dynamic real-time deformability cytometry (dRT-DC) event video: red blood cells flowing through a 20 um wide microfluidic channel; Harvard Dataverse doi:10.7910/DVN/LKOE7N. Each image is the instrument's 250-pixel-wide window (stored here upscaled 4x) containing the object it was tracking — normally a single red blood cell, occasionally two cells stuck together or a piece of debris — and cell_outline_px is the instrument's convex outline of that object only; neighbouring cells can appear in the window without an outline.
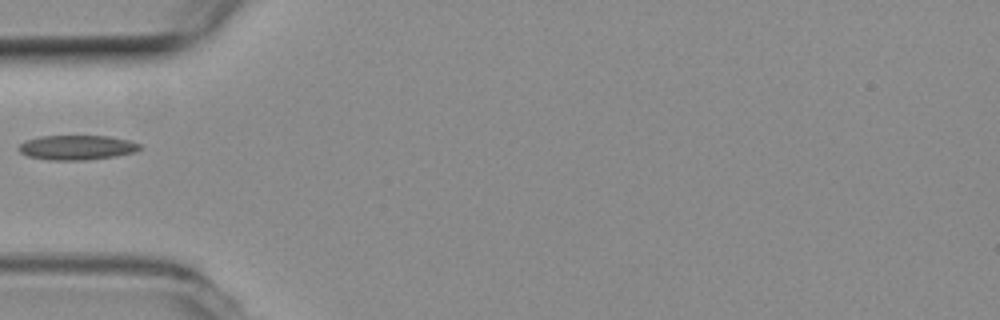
{"species": "common noctule bat (a hibernating species)", "species_latin": "Nyctalus noctula", "temperature_condition": "room temperature", "stored_images_in_passage": 28, "camera_frame_rate_fps": 3000, "um_per_image_px": 0.085, "animal": {"sex": "female", "body_mass_g": 19.3, "forearm_length_mm": 54.1}, "frame": {"image": 1, "passage_image": 1, "time_ms": 0.0, "image_size_px": [1000, 320], "cell_outline_px": [[140, 148], [132, 152], [116, 156], [84, 160], [48, 160], [28, 156], [20, 152], [16, 148], [24, 140], [40, 136], [108, 136], [128, 140], [140, 144]], "centroid_in_image_um": [6.46, 12.53], "position_along_channel_um": 78.5, "area_um2": 17.34}}
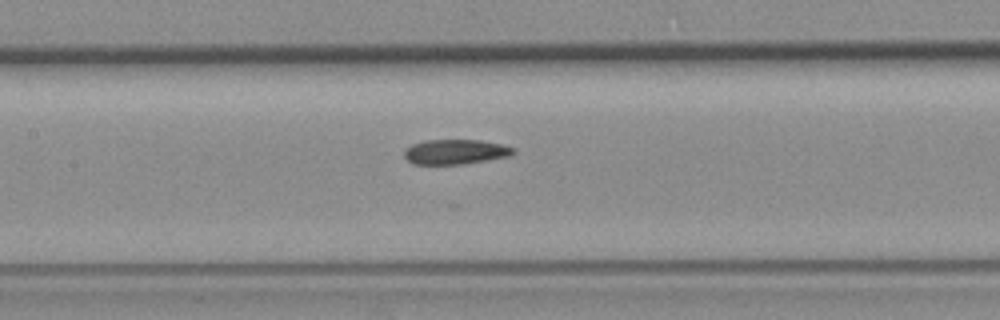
{"frame": {"image": 2, "passage_image": 8, "time_ms": 2.333, "image_size_px": [1000, 320], "cell_outline_px": [[516, 152], [508, 156], [460, 164], [412, 164], [404, 156], [404, 152], [412, 144], [424, 140], [480, 140], [500, 144], [516, 148]], "centroid_in_image_um": [38.7, 12.9], "position_along_channel_um": 168.7, "area_um2": 15.61}}
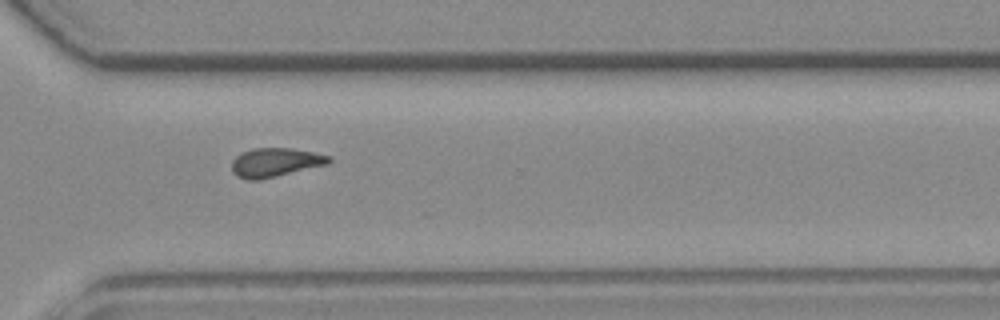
{"frame": {"image": 3, "passage_image": 22, "time_ms": 7.0, "image_size_px": [1000, 320], "cell_outline_px": [[332, 160], [328, 164], [260, 180], [248, 180], [236, 176], [232, 172], [232, 160], [240, 152], [252, 148], [292, 148], [332, 156]], "centroid_in_image_um": [23.38, 13.8], "position_along_channel_um": 347.2, "area_um2": 16.53}}